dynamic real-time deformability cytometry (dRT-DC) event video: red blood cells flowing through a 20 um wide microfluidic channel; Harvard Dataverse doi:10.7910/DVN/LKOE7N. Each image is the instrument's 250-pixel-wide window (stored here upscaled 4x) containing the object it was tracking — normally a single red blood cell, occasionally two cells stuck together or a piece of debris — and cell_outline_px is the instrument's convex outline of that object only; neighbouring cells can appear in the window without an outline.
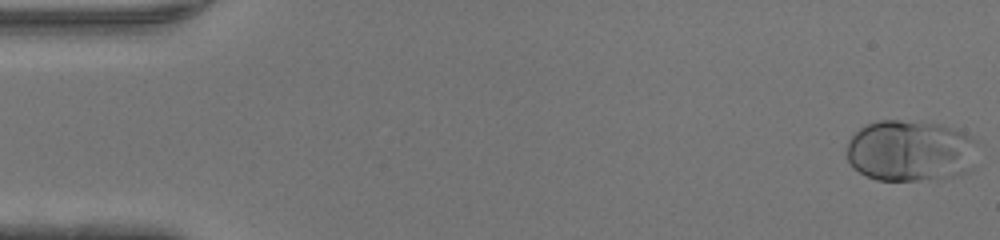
{"species": "human", "species_latin": "Homo sapiens", "temperature_condition": "warm", "stored_images_in_passage": 46, "camera_frame_rate_fps": 3000, "um_per_image_px": 0.085, "donor": {"sex": "male"}, "frame": {"image": 1, "passage_image": 1, "time_ms": 0.0, "image_size_px": [1000, 240], "cell_outline_px": [[976, 140], [972, 168], [968, 172], [948, 176], [916, 180], [876, 180], [852, 168], [848, 160], [848, 140], [860, 128], [868, 124], [880, 120], [900, 120], [940, 124], [952, 128], [972, 136]], "centroid_in_image_um": [77.36, 12.81], "position_along_channel_um": 7.6, "area_um2": 46.53}}
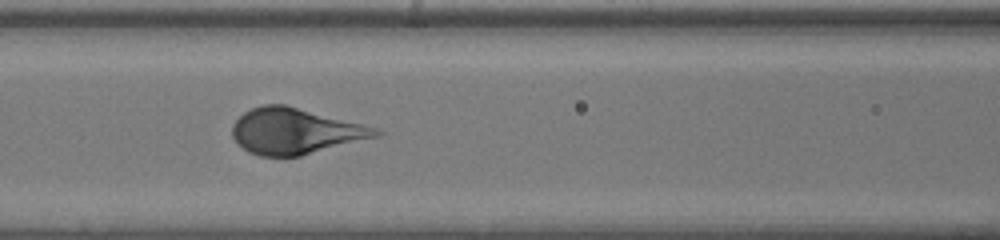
{"frame": {"image": 2, "passage_image": 20, "time_ms": 6.333, "image_size_px": [1000, 240], "cell_outline_px": [[384, 132], [380, 136], [300, 156], [260, 156], [248, 152], [232, 136], [232, 124], [244, 112], [252, 108], [264, 104], [284, 104], [376, 128]], "centroid_in_image_um": [25.08, 11.15], "position_along_channel_um": 141.5, "area_um2": 37.92}}
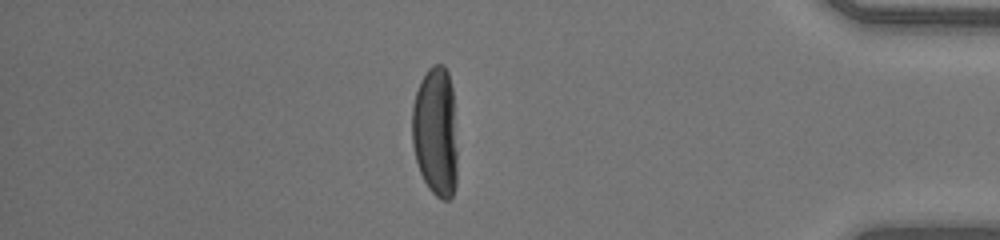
{"frame": {"image": 3, "passage_image": 40, "time_ms": 13.0, "image_size_px": [1000, 240], "cell_outline_px": [[456, 184], [452, 196], [448, 200], [440, 200], [428, 188], [420, 172], [416, 160], [412, 144], [412, 104], [420, 80], [428, 68], [432, 64], [444, 64], [448, 72], [452, 88], [456, 152]], "centroid_in_image_um": [37.0, 11.19], "position_along_channel_um": 398.2, "area_um2": 34.39}}